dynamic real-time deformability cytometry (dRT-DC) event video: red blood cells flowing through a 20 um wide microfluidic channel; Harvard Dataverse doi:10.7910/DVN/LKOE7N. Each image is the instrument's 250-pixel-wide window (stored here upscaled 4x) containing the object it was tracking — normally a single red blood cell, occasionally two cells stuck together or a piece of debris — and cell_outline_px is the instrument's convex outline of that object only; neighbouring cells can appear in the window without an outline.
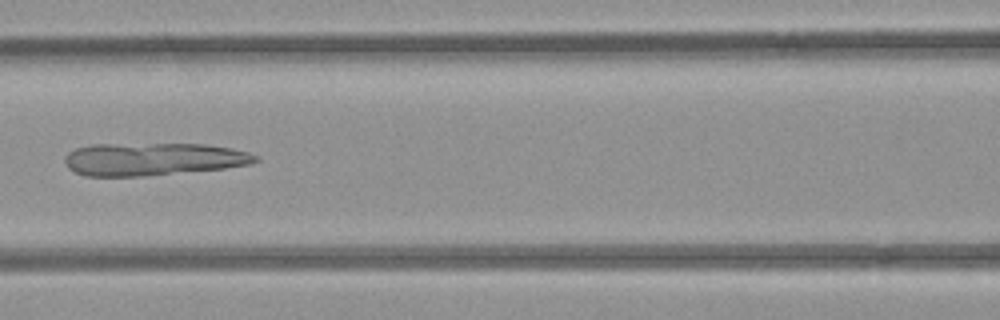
{"species": "common noctule bat (a hibernating species)", "species_latin": "Nyctalus noctula", "temperature_condition": "room temperature", "stored_images_in_passage": 6, "camera_frame_rate_fps": 3000, "um_per_image_px": 0.085, "animal": {"sex": "female", "body_mass_g": 21.9}, "frame": {"image": 1, "passage_image": 6, "time_ms": 5.667, "image_size_px": [1000, 320], "cell_outline_px": [[260, 160], [252, 164], [224, 168], [140, 176], [84, 176], [68, 168], [64, 160], [64, 156], [68, 152], [76, 148], [92, 144], [208, 144], [232, 148], [248, 152], [260, 156]], "centroid_in_image_um": [13.03, 13.51], "position_along_channel_um": 153.6, "area_um2": 36.47}}